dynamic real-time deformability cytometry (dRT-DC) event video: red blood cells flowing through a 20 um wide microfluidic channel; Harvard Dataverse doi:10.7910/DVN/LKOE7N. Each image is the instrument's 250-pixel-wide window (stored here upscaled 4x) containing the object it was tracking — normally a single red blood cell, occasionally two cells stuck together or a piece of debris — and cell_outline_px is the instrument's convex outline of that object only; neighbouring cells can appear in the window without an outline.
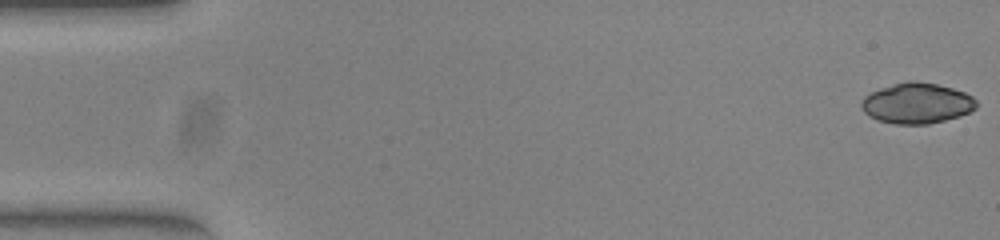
{"species": "common noctule bat (a hibernating species)", "species_latin": "Nyctalus noctula", "temperature_condition": "warm", "stored_images_in_passage": 52, "camera_frame_rate_fps": 3000, "um_per_image_px": 0.085, "animal": {"sex": "female", "body_mass_g": 23.0, "forearm_length_mm": 53.4}, "frame": {"image": 1, "passage_image": 1, "time_ms": 0.0, "image_size_px": [1000, 240], "cell_outline_px": [[976, 108], [968, 112], [944, 120], [928, 124], [896, 124], [876, 120], [868, 116], [860, 108], [860, 104], [864, 96], [880, 88], [908, 80], [916, 80], [936, 84], [952, 88], [964, 92], [972, 96], [976, 100]], "centroid_in_image_um": [77.89, 8.77], "position_along_channel_um": 7.1, "area_um2": 27.17}}
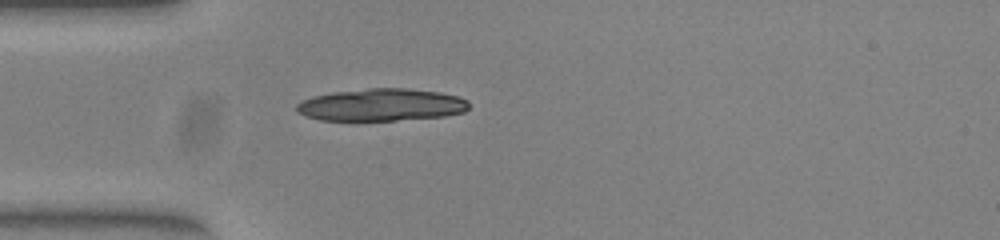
{"frame": {"image": 2, "passage_image": 15, "time_ms": 4.667, "image_size_px": [1000, 240], "cell_outline_px": [[468, 108], [464, 112], [444, 116], [396, 120], [320, 120], [304, 116], [296, 112], [296, 104], [300, 100], [312, 96], [332, 92], [368, 88], [404, 88], [440, 92], [460, 96], [468, 100]], "centroid_in_image_um": [32.39, 8.9], "position_along_channel_um": 52.6, "area_um2": 32.71}}